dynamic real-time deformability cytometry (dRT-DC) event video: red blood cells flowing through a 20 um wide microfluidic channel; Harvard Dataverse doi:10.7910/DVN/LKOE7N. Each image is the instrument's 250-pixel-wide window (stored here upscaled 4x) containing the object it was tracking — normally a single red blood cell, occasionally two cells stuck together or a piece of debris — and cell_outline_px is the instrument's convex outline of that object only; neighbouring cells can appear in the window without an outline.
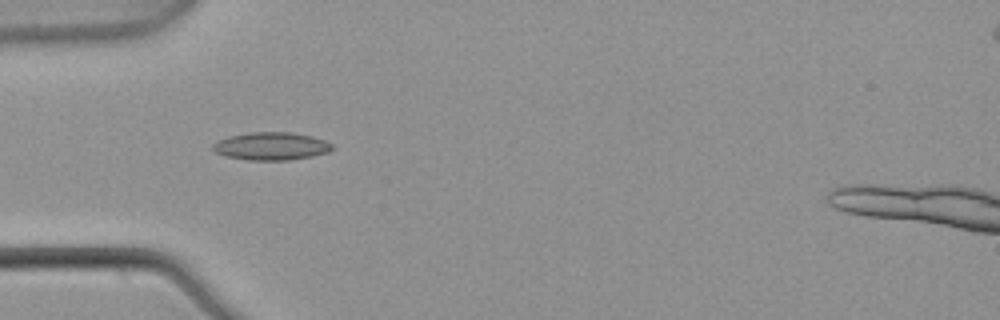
{"species": "common noctule bat (a hibernating species)", "species_latin": "Nyctalus noctula", "temperature_condition": "warm", "stored_images_in_passage": 3, "camera_frame_rate_fps": 3000, "um_per_image_px": 0.085, "animal": {"sex": "male", "body_mass_g": 21.5, "forearm_length_mm": 52.0}, "frame": {"image": 1, "passage_image": 1, "time_ms": 0.0, "image_size_px": [1000, 320], "cell_outline_px": [[332, 148], [328, 152], [312, 156], [288, 160], [248, 160], [224, 156], [216, 152], [212, 148], [212, 144], [228, 136], [252, 132], [288, 132], [312, 136], [324, 140], [332, 144]], "centroid_in_image_um": [23.04, 12.42], "position_along_channel_um": 62.0, "area_um2": 19.25}}
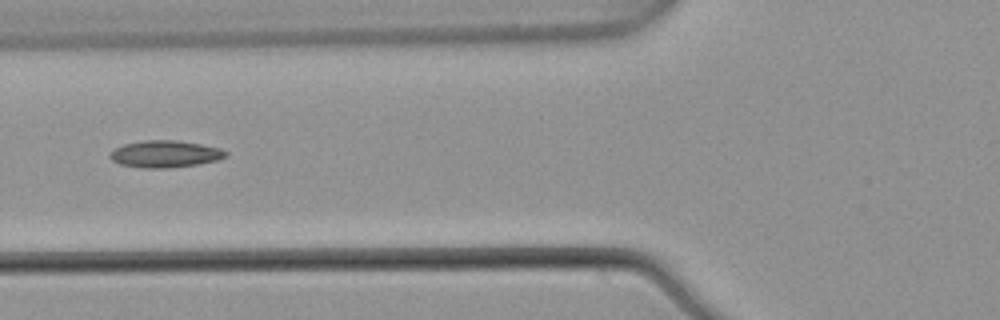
{"frame": {"image": 2, "passage_image": 2, "time_ms": 0.333, "image_size_px": [1000, 320], "cell_outline_px": [[228, 156], [216, 160], [196, 164], [164, 168], [144, 168], [120, 164], [112, 160], [108, 156], [116, 148], [124, 144], [144, 140], [176, 140], [200, 144], [220, 148], [228, 152]], "centroid_in_image_um": [14.04, 13.08], "position_along_channel_um": 111.8, "area_um2": 17.98}}
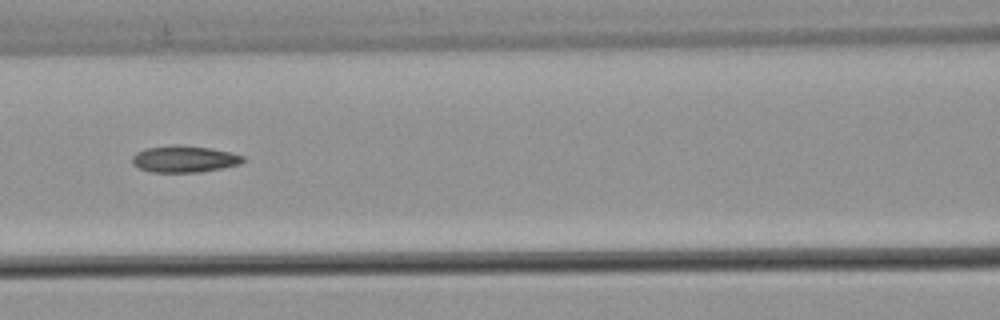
{"frame": {"image": 3, "passage_image": 3, "time_ms": 0.667, "image_size_px": [1000, 320], "cell_outline_px": [[244, 160], [240, 164], [200, 172], [152, 172], [140, 168], [132, 164], [132, 156], [136, 152], [144, 148], [176, 144], [180, 144], [212, 148], [232, 152], [244, 156]], "centroid_in_image_um": [15.65, 13.5], "position_along_channel_um": 150.9, "area_um2": 17.4}}